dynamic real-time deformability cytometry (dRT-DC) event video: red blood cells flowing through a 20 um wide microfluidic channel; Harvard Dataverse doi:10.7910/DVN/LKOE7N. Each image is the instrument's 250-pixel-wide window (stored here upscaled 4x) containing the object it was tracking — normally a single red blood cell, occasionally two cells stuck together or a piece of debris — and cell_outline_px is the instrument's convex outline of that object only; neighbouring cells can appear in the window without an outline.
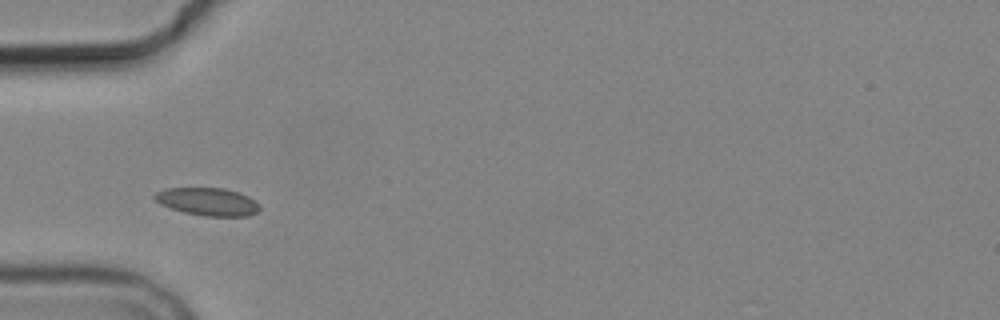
{"species": "common noctule bat (a hibernating species)", "species_latin": "Nyctalus noctula", "temperature_condition": "cold", "stored_images_in_passage": 7, "camera_frame_rate_fps": 3000, "um_per_image_px": 0.085, "animal": {"sex": "male", "body_mass_g": 19.2, "forearm_length_mm": 51.8}, "frame": {"image": 1, "passage_image": 3, "time_ms": 2.333, "image_size_px": [1000, 320], "cell_outline_px": [[260, 208], [256, 212], [248, 216], [204, 216], [184, 212], [160, 204], [152, 196], [156, 192], [168, 188], [224, 188], [240, 192], [256, 200], [260, 204]], "centroid_in_image_um": [17.69, 17.13], "position_along_channel_um": 67.3, "area_um2": 17.05}}
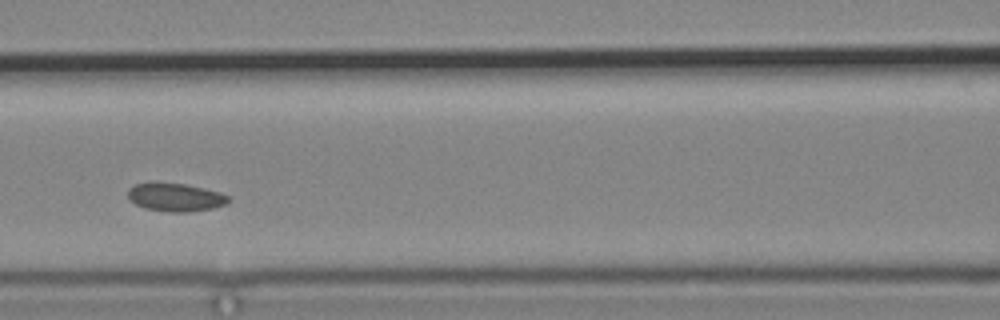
{"frame": {"image": 2, "passage_image": 5, "time_ms": 4.667, "image_size_px": [1000, 320], "cell_outline_px": [[232, 200], [224, 204], [212, 208], [188, 212], [168, 212], [144, 208], [128, 200], [128, 188], [136, 184], [156, 180], [184, 184], [204, 188], [220, 192], [228, 196]], "centroid_in_image_um": [14.86, 16.74], "position_along_channel_um": 151.7, "area_um2": 16.94}}
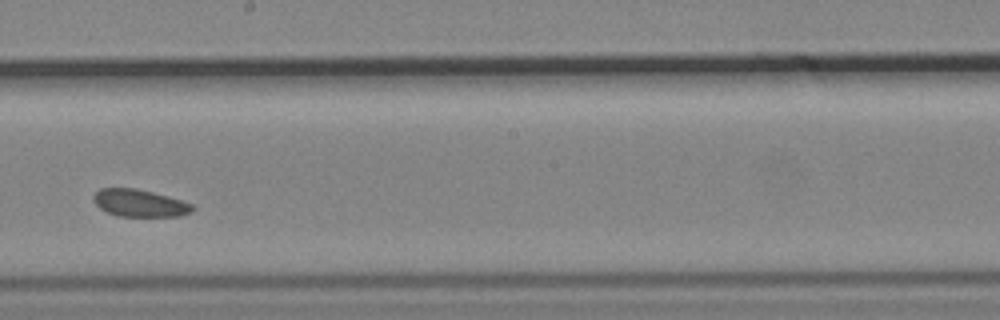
{"frame": {"image": 3, "passage_image": 7, "time_ms": 7.0, "image_size_px": [1000, 320], "cell_outline_px": [[196, 208], [192, 212], [180, 216], [116, 216], [100, 208], [92, 200], [92, 196], [100, 188], [136, 188], [152, 192], [180, 200], [192, 204]], "centroid_in_image_um": [11.86, 17.26], "position_along_channel_um": 236.3, "area_um2": 15.72}}